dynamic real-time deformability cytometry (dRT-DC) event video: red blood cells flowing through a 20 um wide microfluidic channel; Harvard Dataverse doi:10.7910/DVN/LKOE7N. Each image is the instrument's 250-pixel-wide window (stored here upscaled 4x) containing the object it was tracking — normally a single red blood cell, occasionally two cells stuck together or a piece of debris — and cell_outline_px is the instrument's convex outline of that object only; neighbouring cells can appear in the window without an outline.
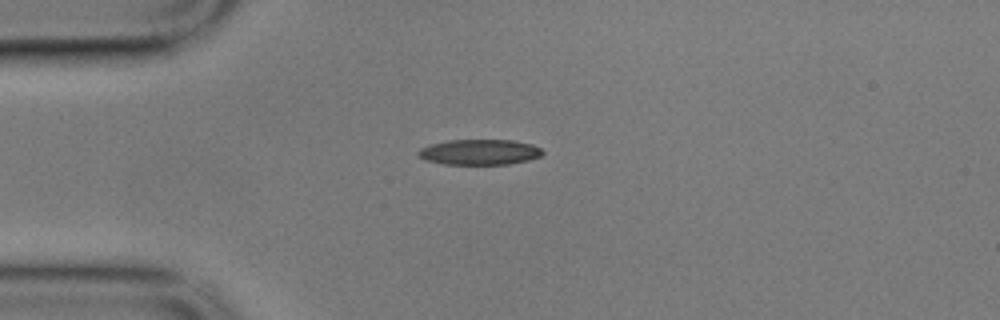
{"species": "common noctule bat (a hibernating species)", "species_latin": "Nyctalus noctula", "temperature_condition": "cold", "stored_images_in_passage": 1, "camera_frame_rate_fps": 3000, "um_per_image_px": 0.085, "animal": {"sex": "male", "body_mass_g": 17.9}, "frame": {"image": 1, "passage_image": 1, "time_ms": 0.0, "image_size_px": [1000, 320], "cell_outline_px": [[544, 152], [540, 156], [528, 160], [508, 164], [444, 164], [424, 160], [416, 156], [416, 152], [420, 148], [432, 144], [448, 140], [512, 140], [532, 144], [540, 148]], "centroid_in_image_um": [40.72, 12.93], "position_along_channel_um": 44.3, "area_um2": 18.5}}